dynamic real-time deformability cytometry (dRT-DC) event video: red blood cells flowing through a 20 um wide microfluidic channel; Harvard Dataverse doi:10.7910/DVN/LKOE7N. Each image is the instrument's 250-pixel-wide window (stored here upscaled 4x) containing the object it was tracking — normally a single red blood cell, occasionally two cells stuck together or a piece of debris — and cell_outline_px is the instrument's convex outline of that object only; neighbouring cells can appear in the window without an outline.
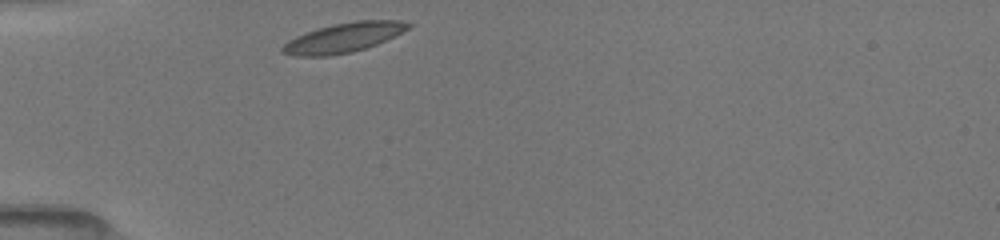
{"species": "common noctule bat (a hibernating species)", "species_latin": "Nyctalus noctula", "temperature_condition": "room temperature", "stored_images_in_passage": 11, "camera_frame_rate_fps": 3000, "um_per_image_px": 0.085, "animal": {"sex": "female", "body_mass_g": 19.5, "forearm_length_mm": 54.1}, "frame": {"image": 1, "passage_image": 1, "time_ms": 0.0, "image_size_px": [1000, 240], "cell_outline_px": [[412, 24], [408, 28], [376, 44], [352, 52], [328, 56], [296, 56], [280, 52], [280, 48], [288, 40], [296, 36], [316, 28], [332, 24], [356, 20], [400, 20]], "centroid_in_image_um": [29.13, 3.2], "position_along_channel_um": 55.9, "area_um2": 21.5}}
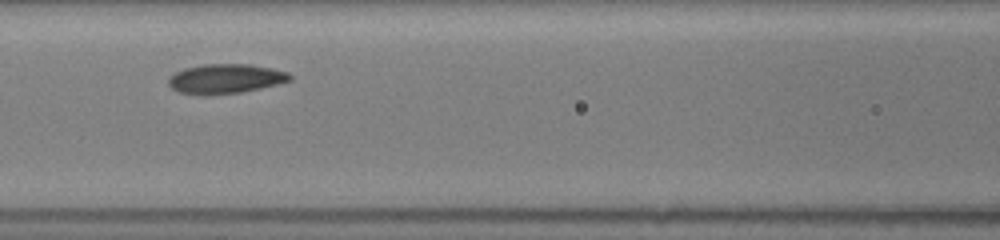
{"frame": {"image": 2, "passage_image": 7, "time_ms": 2.667, "image_size_px": [1000, 240], "cell_outline_px": [[292, 80], [260, 88], [240, 92], [204, 96], [180, 92], [172, 88], [168, 84], [168, 80], [176, 72], [184, 68], [204, 64], [248, 64], [272, 68], [288, 72], [292, 76]], "centroid_in_image_um": [19.17, 6.69], "position_along_channel_um": 147.4, "area_um2": 20.87}}
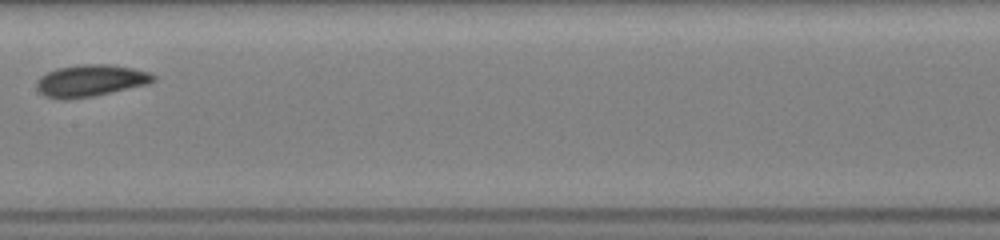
{"frame": {"image": 3, "passage_image": 10, "time_ms": 4.0, "image_size_px": [1000, 240], "cell_outline_px": [[156, 80], [148, 84], [112, 92], [92, 96], [68, 100], [64, 100], [44, 96], [36, 88], [36, 80], [40, 76], [56, 68], [80, 64], [108, 64], [136, 68], [148, 72], [156, 76]], "centroid_in_image_um": [7.68, 6.85], "position_along_channel_um": 199.7, "area_um2": 21.91}}